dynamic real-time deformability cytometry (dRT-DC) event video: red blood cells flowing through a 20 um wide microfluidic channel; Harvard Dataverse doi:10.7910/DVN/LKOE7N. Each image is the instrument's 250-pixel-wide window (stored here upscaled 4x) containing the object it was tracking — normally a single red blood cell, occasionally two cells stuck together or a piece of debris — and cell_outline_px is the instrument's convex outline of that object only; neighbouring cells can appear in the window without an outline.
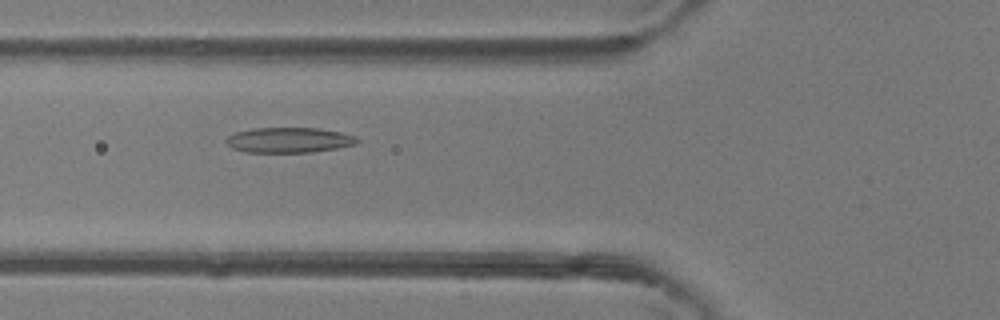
{"species": "common noctule bat (a hibernating species)", "species_latin": "Nyctalus noctula", "temperature_condition": "room temperature", "stored_images_in_passage": 39, "camera_frame_rate_fps": 3000, "um_per_image_px": 0.085, "animal": {"sex": "female"}, "frame": {"image": 1, "passage_image": 10, "time_ms": 3.0, "image_size_px": [1000, 320], "cell_outline_px": [[360, 144], [312, 152], [244, 152], [232, 148], [224, 140], [228, 136], [236, 132], [252, 128], [320, 128], [340, 132], [356, 136], [360, 140]], "centroid_in_image_um": [24.6, 11.9], "position_along_channel_um": 101.2, "area_um2": 19.42}}
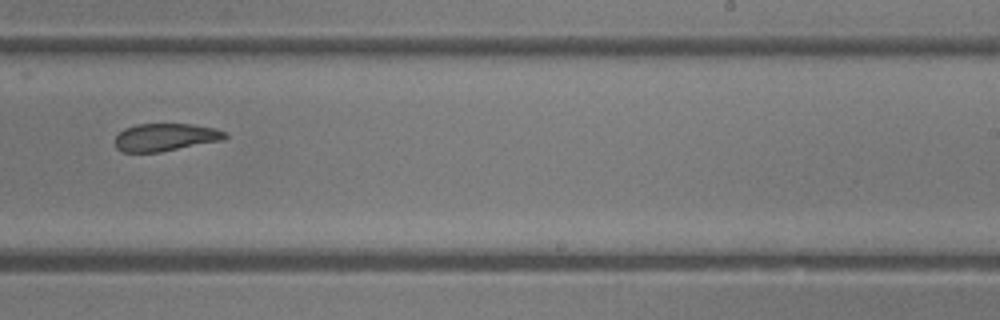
{"frame": {"image": 2, "passage_image": 22, "time_ms": 7.0, "image_size_px": [1000, 320], "cell_outline_px": [[228, 136], [224, 140], [160, 152], [124, 152], [116, 148], [116, 136], [124, 128], [136, 124], [192, 124], [216, 128], [228, 132]], "centroid_in_image_um": [14.11, 11.66], "position_along_channel_um": 274.9, "area_um2": 17.86}}
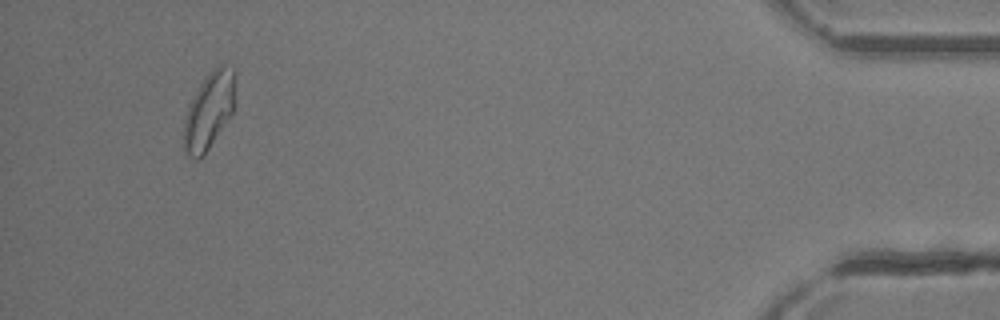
{"frame": {"image": 3, "passage_image": 37, "time_ms": 12.0, "image_size_px": [1000, 320], "cell_outline_px": [[236, 72], [232, 112], [204, 156], [200, 160], [196, 160], [188, 156], [184, 152], [184, 116], [188, 104], [192, 96], [204, 76], [216, 64], [224, 64], [236, 68]], "centroid_in_image_um": [17.75, 9.36], "position_along_channel_um": 417.5, "area_um2": 23.52}}